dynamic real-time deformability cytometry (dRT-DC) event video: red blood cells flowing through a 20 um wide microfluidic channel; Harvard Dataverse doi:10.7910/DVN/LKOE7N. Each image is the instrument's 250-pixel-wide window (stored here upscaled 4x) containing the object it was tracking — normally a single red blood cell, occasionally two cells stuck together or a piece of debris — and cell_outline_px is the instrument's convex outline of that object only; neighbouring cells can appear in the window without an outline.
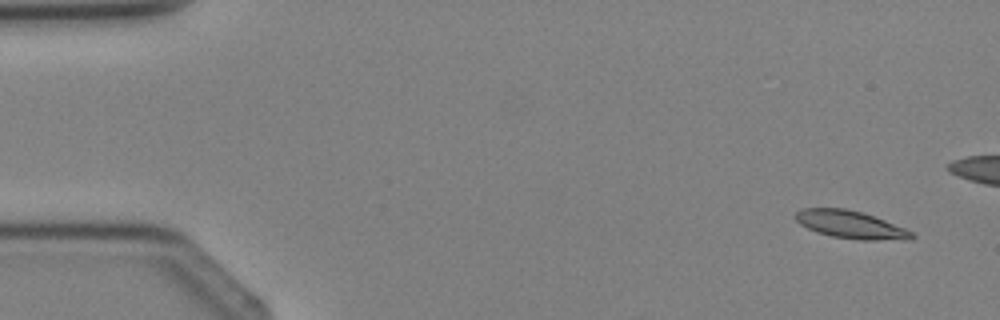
{"species": "Egyptian fruit bat (a non-hibernating species)", "species_latin": "Rousettus aegyptiacus", "temperature_condition": "cold", "stored_images_in_passage": 4, "camera_frame_rate_fps": 3000, "um_per_image_px": 0.085, "animal": {"sex": "female"}, "frame": {"image": 1, "passage_image": 1, "time_ms": 0.0, "image_size_px": [1000, 320], "cell_outline_px": [[916, 236], [912, 240], [860, 240], [832, 236], [816, 232], [800, 224], [796, 220], [796, 212], [804, 208], [844, 208], [860, 212], [884, 220], [904, 228], [912, 232]], "centroid_in_image_um": [72.33, 19.11], "position_along_channel_um": 12.7, "area_um2": 18.61}}
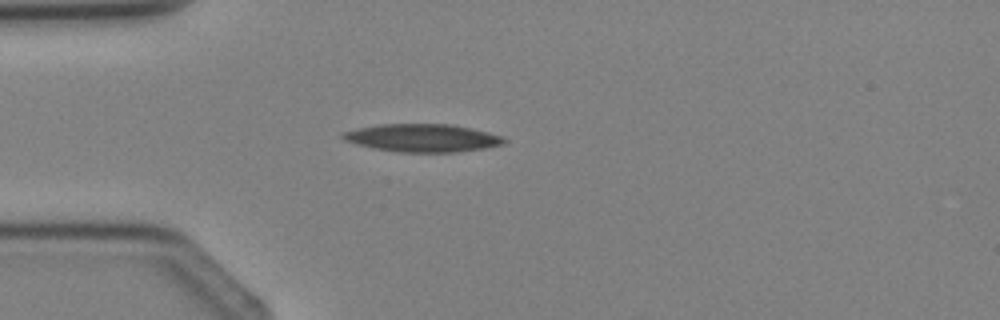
{"frame": {"image": 2, "passage_image": 4, "time_ms": 4.333, "image_size_px": [1000, 320], "cell_outline_px": [[508, 140], [504, 144], [484, 148], [456, 152], [396, 152], [372, 148], [344, 140], [340, 136], [340, 132], [356, 128], [376, 124], [452, 124], [472, 128], [504, 136]], "centroid_in_image_um": [35.9, 11.72], "position_along_channel_um": 49.1, "area_um2": 26.53}}